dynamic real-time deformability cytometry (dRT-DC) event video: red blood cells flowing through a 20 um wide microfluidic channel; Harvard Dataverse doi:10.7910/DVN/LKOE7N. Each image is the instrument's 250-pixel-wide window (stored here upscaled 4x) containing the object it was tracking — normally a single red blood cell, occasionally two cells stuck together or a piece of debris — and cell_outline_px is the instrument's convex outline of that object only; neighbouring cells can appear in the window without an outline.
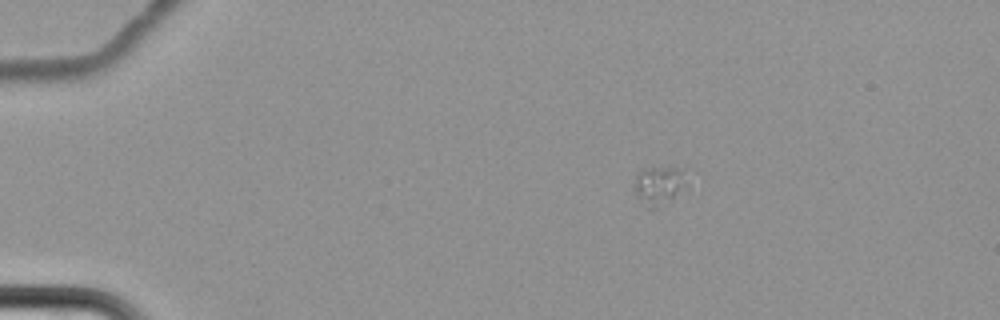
{"species": "common noctule bat (a hibernating species)", "species_latin": "Nyctalus noctula", "temperature_condition": "cold", "stored_images_in_passage": 7, "camera_frame_rate_fps": 3000, "um_per_image_px": 0.085, "animal": {"sex": "female", "body_mass_g": 22.7, "forearm_length_mm": 54.2}, "frame": {"image": 1, "passage_image": 4, "time_ms": 3.667, "image_size_px": [1000, 320], "cell_outline_px": [[688, 188], [656, 208], [648, 208], [636, 196], [636, 176], [640, 172], [648, 168], [680, 168], [688, 184]], "centroid_in_image_um": [56.06, 15.78], "position_along_channel_um": 28.9, "area_um2": 11.44}}